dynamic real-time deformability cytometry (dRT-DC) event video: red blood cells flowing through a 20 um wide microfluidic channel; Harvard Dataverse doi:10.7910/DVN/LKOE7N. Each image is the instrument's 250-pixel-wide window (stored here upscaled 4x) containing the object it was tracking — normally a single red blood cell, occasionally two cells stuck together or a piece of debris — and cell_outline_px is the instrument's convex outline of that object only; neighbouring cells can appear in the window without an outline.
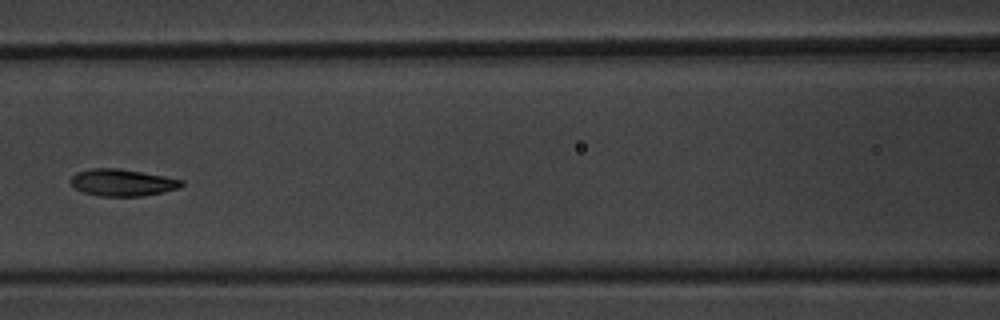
{"species": "common noctule bat (a hibernating species)", "species_latin": "Nyctalus noctula", "temperature_condition": "warm", "stored_images_in_passage": 9, "camera_frame_rate_fps": 3000, "um_per_image_px": 0.085, "animal": {"sex": "male", "body_mass_g": 20.1, "forearm_length_mm": 53.5}, "frame": {"image": 1, "passage_image": 6, "time_ms": 6.0, "image_size_px": [1000, 320], "cell_outline_px": [[184, 184], [180, 188], [164, 192], [140, 196], [100, 196], [84, 192], [76, 188], [68, 180], [76, 172], [88, 168], [116, 168], [164, 176], [184, 180]], "centroid_in_image_um": [10.4, 15.51], "position_along_channel_um": 156.2, "area_um2": 17.4}}